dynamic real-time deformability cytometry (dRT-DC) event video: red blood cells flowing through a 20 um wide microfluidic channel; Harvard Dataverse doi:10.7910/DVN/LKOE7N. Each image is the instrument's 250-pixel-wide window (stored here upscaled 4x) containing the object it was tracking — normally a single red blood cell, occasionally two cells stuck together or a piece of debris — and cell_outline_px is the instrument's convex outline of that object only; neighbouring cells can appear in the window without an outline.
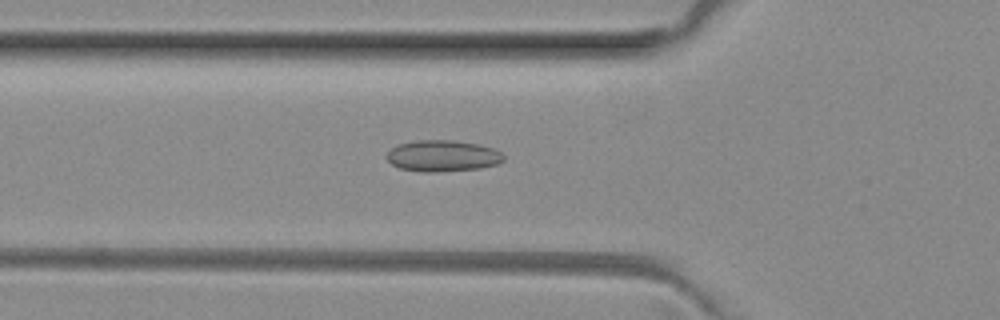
{"species": "common noctule bat (a hibernating species)", "species_latin": "Nyctalus noctula", "temperature_condition": "room temperature", "stored_images_in_passage": 49, "camera_frame_rate_fps": 3000, "um_per_image_px": 0.085, "animal": {"sex": "female", "body_mass_g": 29.2, "forearm_length_mm": 56.3}, "frame": {"image": 1, "passage_image": 16, "time_ms": 5.0, "image_size_px": [1000, 320], "cell_outline_px": [[504, 160], [496, 164], [480, 168], [436, 172], [420, 172], [400, 168], [392, 164], [388, 160], [388, 152], [396, 144], [416, 140], [452, 140], [476, 144], [492, 148], [500, 152], [504, 156]], "centroid_in_image_um": [37.6, 13.25], "position_along_channel_um": 88.2, "area_um2": 21.21}}
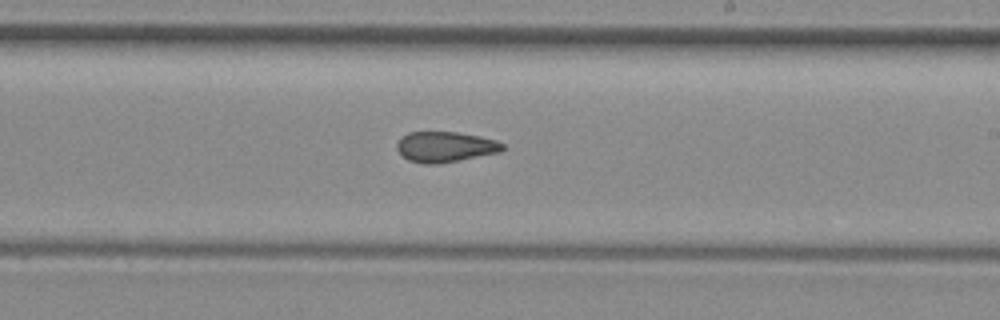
{"frame": {"image": 2, "passage_image": 28, "time_ms": 9.0, "image_size_px": [1000, 320], "cell_outline_px": [[504, 148], [500, 152], [460, 160], [436, 164], [424, 164], [408, 160], [396, 148], [396, 144], [408, 132], [456, 132], [480, 136], [496, 140], [504, 144]], "centroid_in_image_um": [37.86, 12.48], "position_along_channel_um": 251.1, "area_um2": 18.67}}
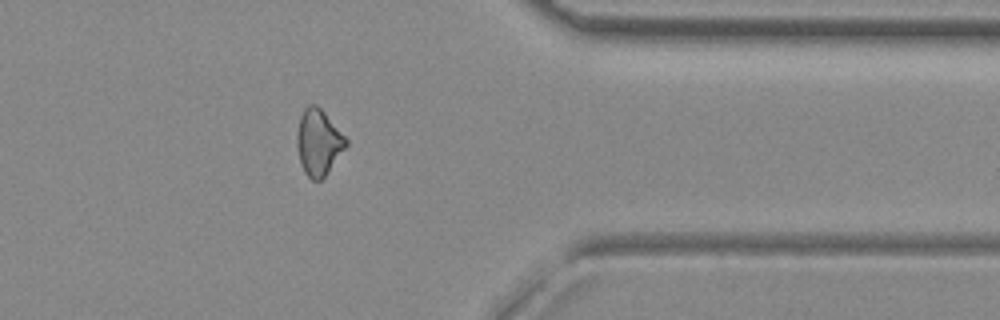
{"frame": {"image": 3, "passage_image": 39, "time_ms": 12.667, "image_size_px": [1000, 320], "cell_outline_px": [[348, 144], [324, 176], [320, 180], [312, 180], [304, 172], [300, 160], [296, 144], [296, 136], [300, 116], [304, 108], [308, 104], [316, 104], [324, 112], [348, 140]], "centroid_in_image_um": [27.05, 12.07], "position_along_channel_um": 384.4, "area_um2": 18.61}, "authors_computed_cell_mechanics": {"area_um2": 19.4786, "velocity_mm_per_s": 4.067, "shape_relaxation_time_tau1_ms": null, "shape_relaxation_time_tau2_ms": 2.9479, "deformation_change_tau1": null, "deformation_change_tau2": 0.0973}}